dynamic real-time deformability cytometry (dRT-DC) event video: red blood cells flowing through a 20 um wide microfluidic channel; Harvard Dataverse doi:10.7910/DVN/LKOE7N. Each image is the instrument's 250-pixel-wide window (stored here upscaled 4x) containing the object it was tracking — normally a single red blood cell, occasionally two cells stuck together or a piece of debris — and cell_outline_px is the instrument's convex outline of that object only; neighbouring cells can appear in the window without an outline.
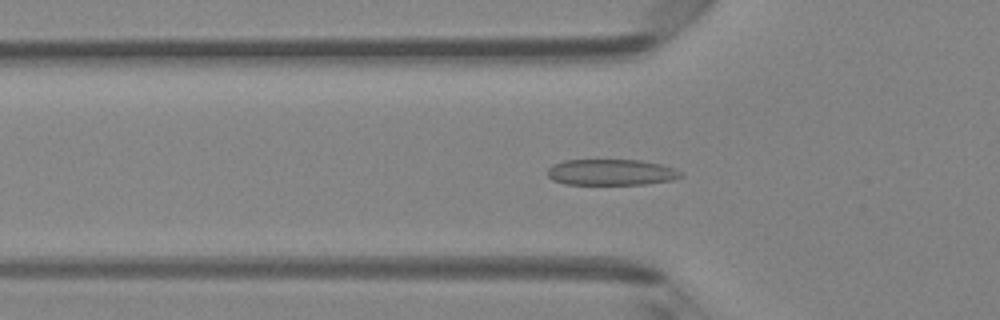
{"species": "Egyptian fruit bat (a non-hibernating species)", "species_latin": "Rousettus aegyptiacus", "temperature_condition": "room temperature", "stored_images_in_passage": 47, "camera_frame_rate_fps": 3000, "um_per_image_px": 0.085, "animal": {"sex": "female"}, "frame": {"image": 1, "passage_image": 15, "time_ms": 4.667, "image_size_px": [1000, 320], "cell_outline_px": [[684, 176], [672, 180], [644, 184], [564, 184], [552, 180], [548, 176], [548, 168], [552, 164], [564, 160], [640, 160], [660, 164], [684, 172]], "centroid_in_image_um": [51.95, 14.64], "position_along_channel_um": 73.9, "area_um2": 20.29}}
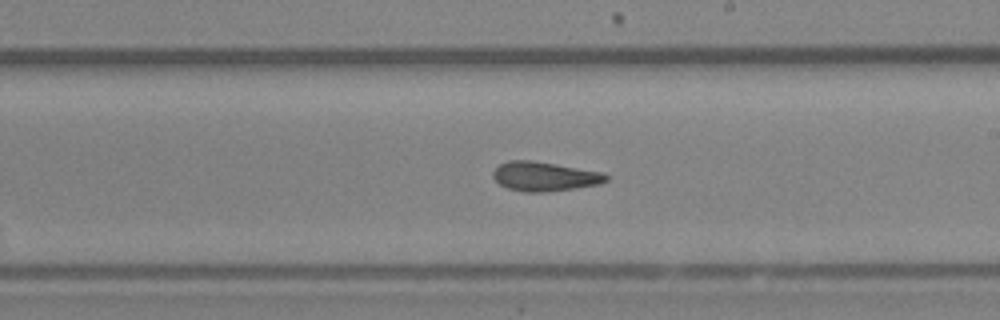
{"frame": {"image": 2, "passage_image": 27, "time_ms": 8.667, "image_size_px": [1000, 320], "cell_outline_px": [[608, 180], [600, 184], [576, 188], [544, 192], [524, 192], [508, 188], [500, 184], [492, 176], [492, 172], [500, 164], [508, 160], [532, 160], [604, 172], [608, 176]], "centroid_in_image_um": [46.3, 14.99], "position_along_channel_um": 242.7, "area_um2": 19.36}}
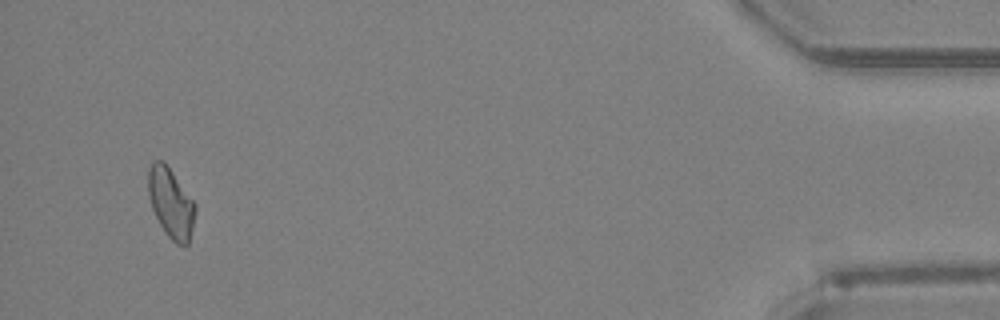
{"frame": {"image": 3, "passage_image": 45, "time_ms": 14.667, "image_size_px": [1000, 320], "cell_outline_px": [[196, 212], [188, 244], [176, 244], [168, 236], [160, 224], [152, 208], [148, 196], [148, 168], [152, 160], [164, 160], [196, 204]], "centroid_in_image_um": [14.51, 17.2], "position_along_channel_um": 420.7, "area_um2": 19.13}, "authors_computed_cell_mechanics": {"area_um2": 19.363, "velocity_mm_per_s": 4.2392, "shape_relaxation_time_tau1_ms": 3.6183, "shape_relaxation_time_tau2_ms": 1.8657, "deformation_change_tau1": 0.1201, "deformation_change_tau2": 0.0964}}